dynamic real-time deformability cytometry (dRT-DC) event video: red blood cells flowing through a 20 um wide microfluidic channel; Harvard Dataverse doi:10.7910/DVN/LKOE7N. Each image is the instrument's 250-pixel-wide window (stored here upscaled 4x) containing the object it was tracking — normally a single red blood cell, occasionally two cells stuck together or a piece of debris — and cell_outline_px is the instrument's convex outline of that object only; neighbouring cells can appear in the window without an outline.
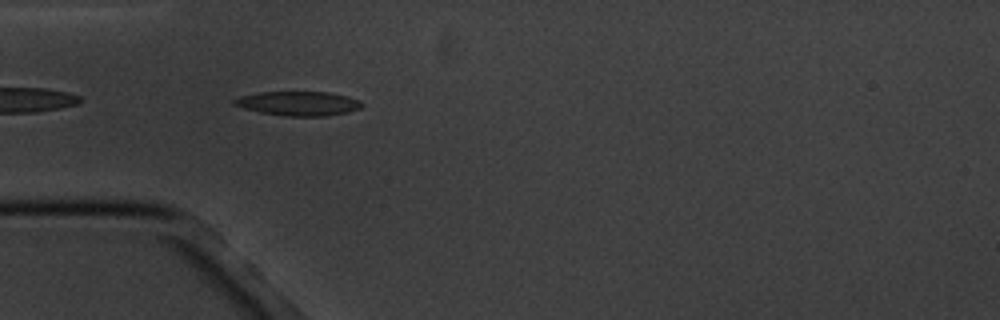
{"species": "common noctule bat (a hibernating species)", "species_latin": "Nyctalus noctula", "temperature_condition": "cold", "stored_images_in_passage": 6, "camera_frame_rate_fps": 3000, "um_per_image_px": 0.085, "animal": {"sex": "male", "body_mass_g": 20.1, "forearm_length_mm": 53.5}, "frame": {"image": 1, "passage_image": 4, "time_ms": 4.333, "image_size_px": [1000, 320], "cell_outline_px": [[364, 104], [360, 108], [348, 112], [324, 116], [284, 116], [260, 112], [244, 108], [232, 104], [232, 100], [240, 96], [260, 92], [328, 92], [348, 96], [360, 100]], "centroid_in_image_um": [25.37, 8.79], "position_along_channel_um": 59.6, "area_um2": 18.09}}
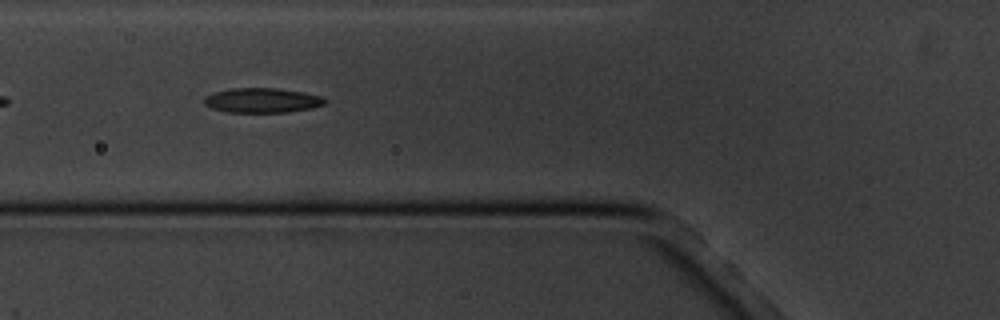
{"frame": {"image": 2, "passage_image": 5, "time_ms": 5.667, "image_size_px": [1000, 320], "cell_outline_px": [[328, 100], [324, 104], [312, 108], [288, 112], [224, 112], [212, 108], [204, 104], [204, 96], [216, 92], [232, 88], [276, 88], [304, 92], [324, 96]], "centroid_in_image_um": [22.32, 8.53], "position_along_channel_um": 103.5, "area_um2": 17.51}}
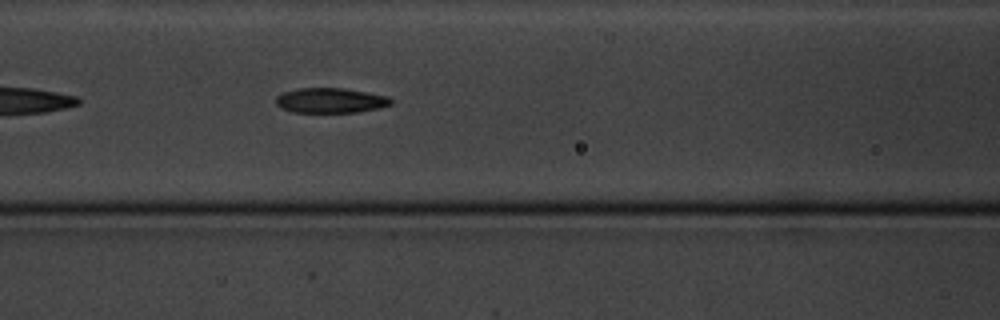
{"frame": {"image": 3, "passage_image": 6, "time_ms": 6.667, "image_size_px": [1000, 320], "cell_outline_px": [[392, 104], [380, 108], [356, 112], [292, 112], [280, 108], [276, 104], [276, 96], [284, 92], [296, 88], [344, 88], [368, 92], [388, 96], [392, 100]], "centroid_in_image_um": [28.09, 8.53], "position_along_channel_um": 138.5, "area_um2": 16.88}}